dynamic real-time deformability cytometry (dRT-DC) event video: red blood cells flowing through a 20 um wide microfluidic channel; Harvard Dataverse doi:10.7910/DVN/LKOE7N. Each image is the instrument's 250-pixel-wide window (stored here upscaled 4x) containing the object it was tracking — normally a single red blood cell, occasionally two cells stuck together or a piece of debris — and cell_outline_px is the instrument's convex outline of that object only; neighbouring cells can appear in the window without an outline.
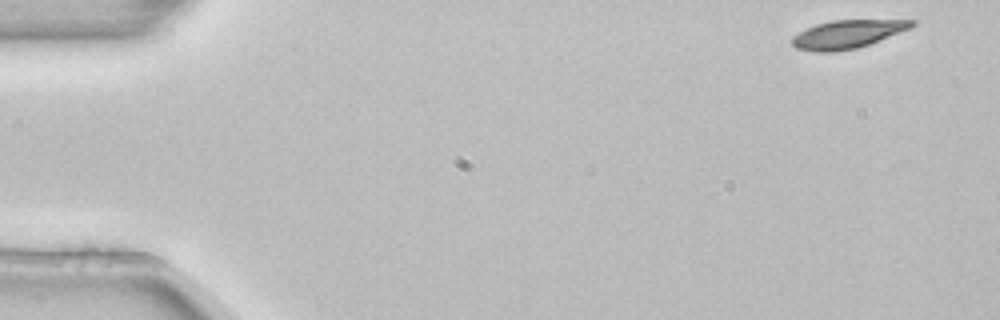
{"species": "common noctule bat (a hibernating species)", "species_latin": "Nyctalus noctula", "temperature_condition": "room temperature", "stored_images_in_passage": 4, "camera_frame_rate_fps": 3000, "um_per_image_px": 0.085, "animal": {"sex": "female", "body_mass_g": 22.7, "forearm_length_mm": 54.2}, "frame": {"image": 1, "passage_image": 1, "time_ms": 0.0, "image_size_px": [1000, 320], "cell_outline_px": [[916, 24], [912, 28], [868, 44], [856, 48], [836, 52], [816, 52], [796, 48], [792, 44], [792, 36], [816, 24], [832, 20], [916, 20]], "centroid_in_image_um": [72.04, 2.91], "position_along_channel_um": 13.0, "area_um2": 19.59}}
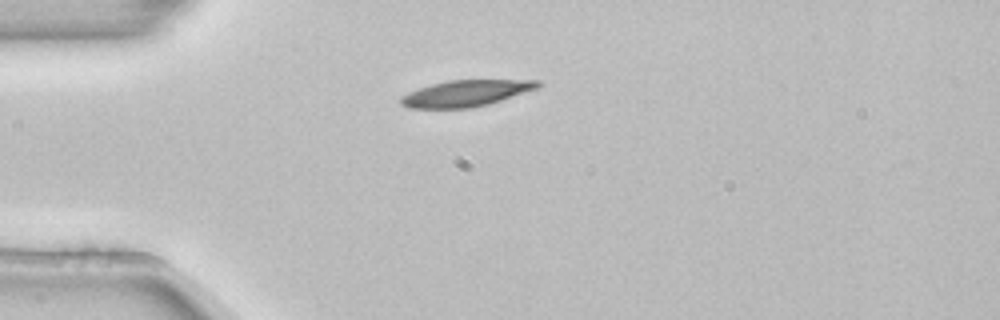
{"frame": {"image": 2, "passage_image": 4, "time_ms": 1.0, "image_size_px": [1000, 320], "cell_outline_px": [[544, 84], [536, 88], [488, 104], [472, 108], [408, 108], [400, 104], [400, 96], [408, 92], [432, 84], [448, 80], [540, 80]], "centroid_in_image_um": [39.57, 7.93], "position_along_channel_um": 45.4, "area_um2": 20.87}}